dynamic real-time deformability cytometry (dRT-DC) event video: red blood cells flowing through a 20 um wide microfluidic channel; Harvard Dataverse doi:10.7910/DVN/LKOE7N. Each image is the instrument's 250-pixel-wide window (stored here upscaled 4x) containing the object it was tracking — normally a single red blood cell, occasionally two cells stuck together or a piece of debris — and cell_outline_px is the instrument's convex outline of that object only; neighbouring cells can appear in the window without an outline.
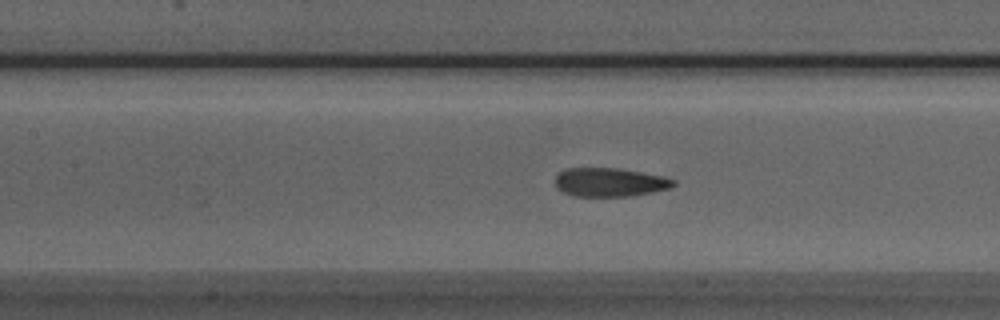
{"species": "Egyptian fruit bat (a non-hibernating species)", "species_latin": "Rousettus aegyptiacus", "temperature_condition": "room temperature", "stored_images_in_passage": 36, "camera_frame_rate_fps": 3000, "um_per_image_px": 0.085, "animal": {"sex": "male"}, "frame": {"image": 1, "passage_image": 7, "time_ms": 2.0, "image_size_px": [1000, 320], "cell_outline_px": [[676, 184], [672, 188], [632, 196], [572, 196], [556, 188], [556, 176], [564, 168], [616, 168], [664, 176], [676, 180]], "centroid_in_image_um": [51.85, 15.49], "position_along_channel_um": 155.5, "area_um2": 19.88}}
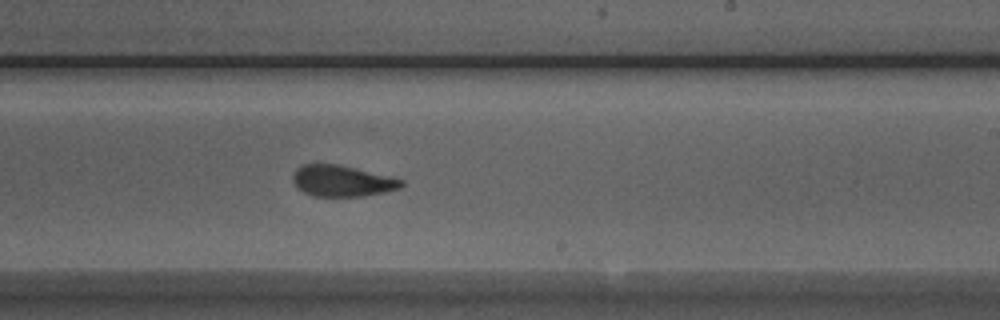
{"frame": {"image": 2, "passage_image": 15, "time_ms": 4.667, "image_size_px": [1000, 320], "cell_outline_px": [[404, 184], [400, 188], [384, 192], [364, 196], [312, 196], [296, 188], [292, 180], [292, 176], [296, 168], [304, 164], [340, 164], [392, 176], [404, 180]], "centroid_in_image_um": [29.08, 15.37], "position_along_channel_um": 259.9, "area_um2": 20.0}}
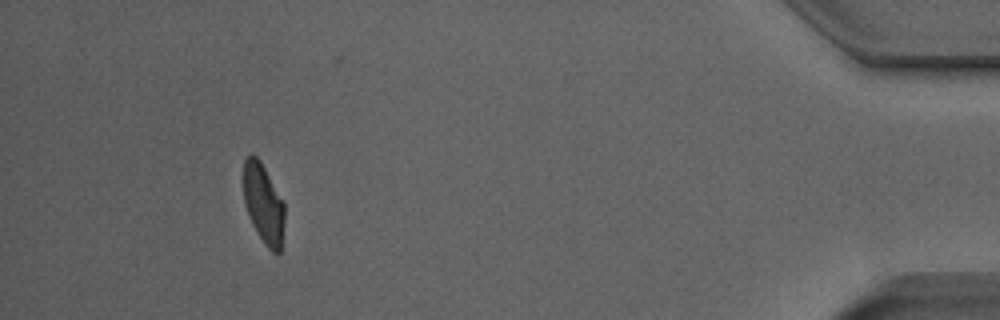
{"frame": {"image": 3, "passage_image": 32, "time_ms": 10.333, "image_size_px": [1000, 320], "cell_outline_px": [[284, 224], [280, 252], [272, 252], [264, 244], [252, 224], [244, 204], [244, 160], [252, 152], [260, 160], [284, 200]], "centroid_in_image_um": [22.4, 17.29], "position_along_channel_um": 412.8, "area_um2": 19.19}}